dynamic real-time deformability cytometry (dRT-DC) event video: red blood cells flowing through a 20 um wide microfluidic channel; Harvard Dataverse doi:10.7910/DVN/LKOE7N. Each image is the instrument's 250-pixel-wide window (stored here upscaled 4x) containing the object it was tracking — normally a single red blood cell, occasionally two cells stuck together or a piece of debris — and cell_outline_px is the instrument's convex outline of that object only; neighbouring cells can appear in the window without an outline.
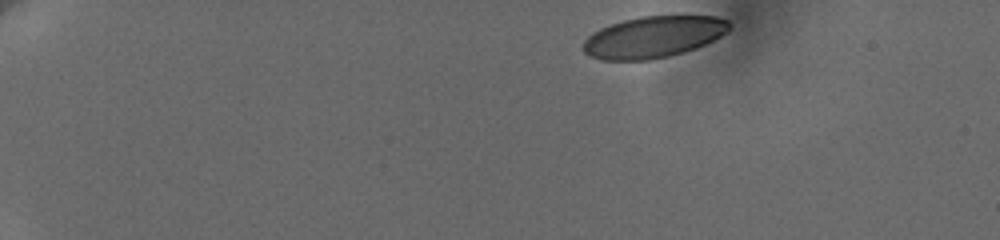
{"species": "human", "species_latin": "Homo sapiens", "temperature_condition": "cold", "stored_images_in_passage": 11, "camera_frame_rate_fps": 3000, "um_per_image_px": 0.085, "donor": {"sex": "female"}, "frame": {"image": 1, "passage_image": 1, "time_ms": 0.0, "image_size_px": [1000, 240], "cell_outline_px": [[732, 24], [720, 36], [696, 48], [684, 52], [668, 56], [648, 60], [600, 60], [588, 56], [584, 52], [584, 40], [592, 32], [600, 28], [624, 20], [640, 16], [716, 16], [728, 20]], "centroid_in_image_um": [55.51, 3.14], "position_along_channel_um": 29.5, "area_um2": 35.2}}
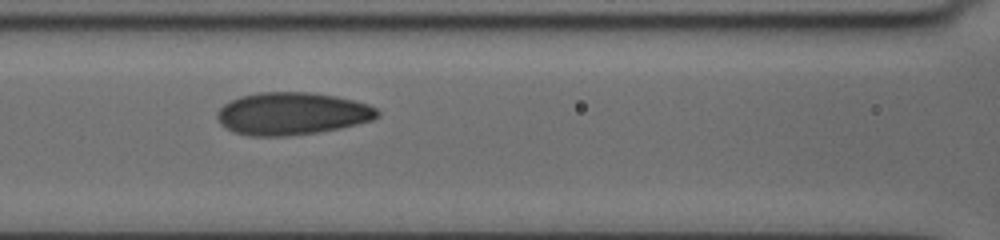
{"frame": {"image": 2, "passage_image": 7, "time_ms": 6.333, "image_size_px": [1000, 240], "cell_outline_px": [[380, 116], [372, 120], [340, 128], [316, 132], [288, 136], [248, 136], [236, 132], [220, 124], [216, 116], [216, 112], [224, 104], [240, 96], [260, 92], [312, 92], [336, 96], [368, 104], [376, 108], [380, 112]], "centroid_in_image_um": [24.82, 9.65], "position_along_channel_um": 141.8, "area_um2": 39.65}}
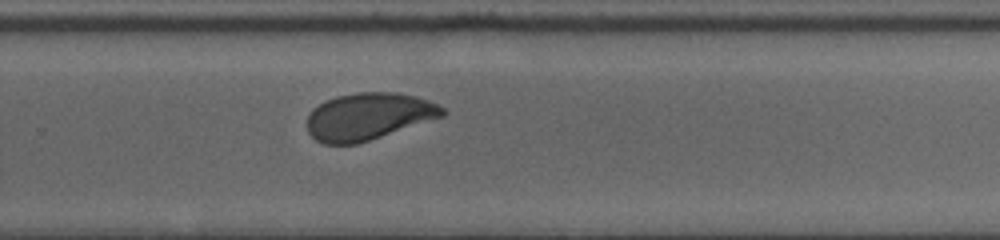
{"frame": {"image": 3, "passage_image": 11, "time_ms": 10.667, "image_size_px": [1000, 240], "cell_outline_px": [[448, 112], [444, 116], [356, 144], [324, 144], [316, 140], [308, 132], [308, 116], [312, 108], [336, 96], [356, 92], [396, 92], [416, 96], [428, 100], [444, 108]], "centroid_in_image_um": [31.33, 9.88], "position_along_channel_um": 298.5, "area_um2": 36.93}}